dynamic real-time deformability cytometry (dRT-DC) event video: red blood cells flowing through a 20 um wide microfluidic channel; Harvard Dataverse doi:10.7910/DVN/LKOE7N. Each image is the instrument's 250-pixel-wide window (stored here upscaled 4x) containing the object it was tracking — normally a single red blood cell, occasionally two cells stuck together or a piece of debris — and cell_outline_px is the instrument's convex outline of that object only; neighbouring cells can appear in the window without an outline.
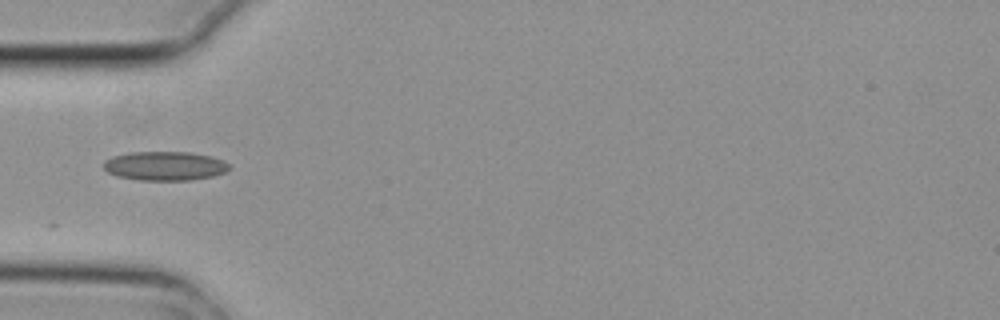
{"species": "common noctule bat (a hibernating species)", "species_latin": "Nyctalus noctula", "temperature_condition": "cold", "stored_images_in_passage": 4, "camera_frame_rate_fps": 3000, "um_per_image_px": 0.085, "animal": {"sex": "female", "body_mass_g": 29.2, "forearm_length_mm": 56.3}, "frame": {"image": 1, "passage_image": 4, "time_ms": 1.0, "image_size_px": [1000, 320], "cell_outline_px": [[232, 168], [224, 172], [212, 176], [188, 180], [140, 180], [116, 176], [108, 172], [104, 168], [104, 160], [112, 156], [128, 152], [192, 152], [212, 156], [224, 160]], "centroid_in_image_um": [14.01, 14.09], "position_along_channel_um": 71.0, "area_um2": 21.39}}